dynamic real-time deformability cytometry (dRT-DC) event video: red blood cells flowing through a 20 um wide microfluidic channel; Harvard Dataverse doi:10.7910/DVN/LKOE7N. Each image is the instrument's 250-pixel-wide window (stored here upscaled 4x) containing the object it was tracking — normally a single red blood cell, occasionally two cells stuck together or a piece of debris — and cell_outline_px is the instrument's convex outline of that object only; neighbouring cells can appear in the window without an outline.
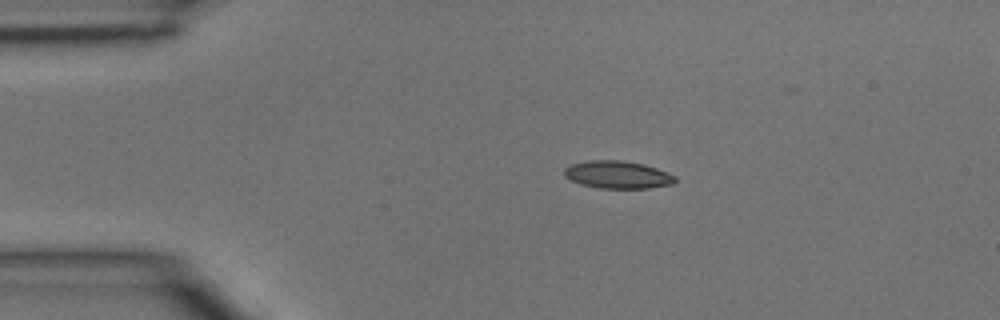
{"species": "common noctule bat (a hibernating species)", "species_latin": "Nyctalus noctula", "temperature_condition": "room temperature", "stored_images_in_passage": 2, "camera_frame_rate_fps": 3000, "um_per_image_px": 0.085, "animal": {"sex": "male", "body_mass_g": 15.6}, "frame": {"image": 1, "passage_image": 1, "time_ms": 0.0, "image_size_px": [1000, 320], "cell_outline_px": [[676, 180], [672, 184], [648, 188], [600, 188], [584, 184], [572, 180], [564, 176], [564, 168], [572, 164], [588, 160], [620, 160], [644, 164], [656, 168], [676, 176]], "centroid_in_image_um": [52.51, 14.84], "position_along_channel_um": 32.5, "area_um2": 17.63}}